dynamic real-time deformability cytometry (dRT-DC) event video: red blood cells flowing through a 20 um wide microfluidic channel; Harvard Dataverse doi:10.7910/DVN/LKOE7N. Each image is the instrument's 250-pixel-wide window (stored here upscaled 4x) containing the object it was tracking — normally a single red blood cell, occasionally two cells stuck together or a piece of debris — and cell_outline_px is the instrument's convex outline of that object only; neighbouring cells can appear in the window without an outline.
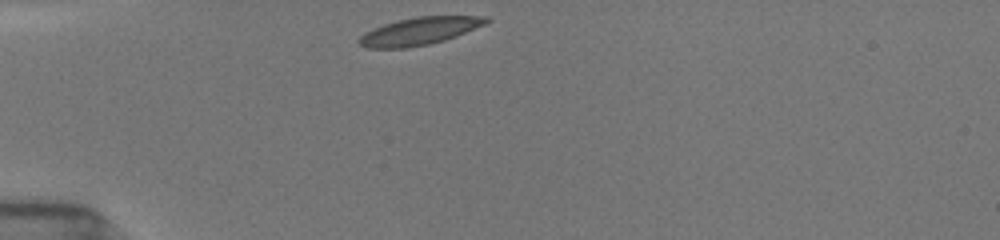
{"species": "common noctule bat (a hibernating species)", "species_latin": "Nyctalus noctula", "temperature_condition": "room temperature", "stored_images_in_passage": 34, "camera_frame_rate_fps": 3000, "um_per_image_px": 0.085, "animal": {"sex": "female", "body_mass_g": 19.5, "forearm_length_mm": 54.1}, "frame": {"image": 1, "passage_image": 1, "time_ms": 0.0, "image_size_px": [1000, 240], "cell_outline_px": [[492, 20], [484, 24], [456, 36], [444, 40], [428, 44], [408, 48], [368, 48], [360, 44], [356, 40], [364, 32], [372, 28], [396, 20], [416, 16], [488, 16]], "centroid_in_image_um": [35.62, 2.64], "position_along_channel_um": 49.4, "area_um2": 20.46}}
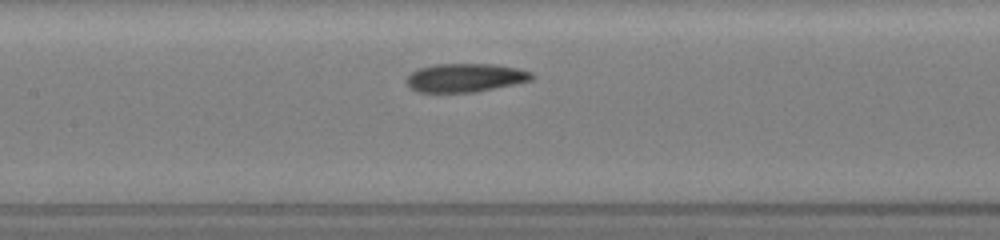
{"frame": {"image": 2, "passage_image": 12, "time_ms": 3.667, "image_size_px": [1000, 240], "cell_outline_px": [[536, 76], [532, 80], [476, 92], [416, 92], [404, 80], [412, 72], [420, 68], [436, 64], [492, 64], [520, 68], [532, 72]], "centroid_in_image_um": [39.58, 6.6], "position_along_channel_um": 167.8, "area_um2": 20.87}}
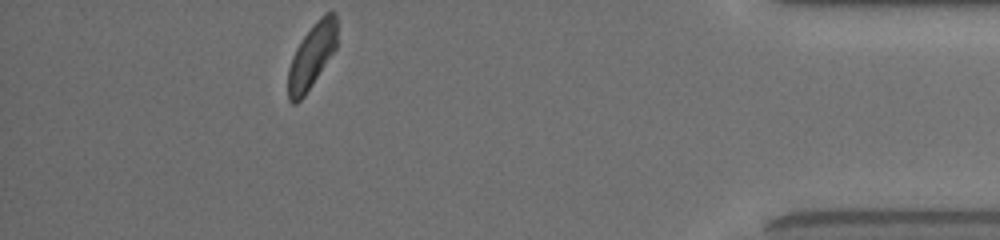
{"frame": {"image": 3, "passage_image": 34, "time_ms": 11.0, "image_size_px": [1000, 240], "cell_outline_px": [[336, 48], [304, 96], [296, 104], [292, 104], [288, 100], [288, 68], [292, 56], [300, 40], [316, 20], [324, 12], [336, 12]], "centroid_in_image_um": [26.48, 4.75], "position_along_channel_um": 408.7, "area_um2": 18.38}, "authors_computed_cell_mechanics": {"area_um2": 20.5768, "velocity_mm_per_s": 3.8783, "shape_relaxation_time_tau1_ms": 2.7386, "shape_relaxation_time_tau2_ms": 2.3215, "deformation_change_tau1": 0.1113, "deformation_change_tau2": 0.0731}}